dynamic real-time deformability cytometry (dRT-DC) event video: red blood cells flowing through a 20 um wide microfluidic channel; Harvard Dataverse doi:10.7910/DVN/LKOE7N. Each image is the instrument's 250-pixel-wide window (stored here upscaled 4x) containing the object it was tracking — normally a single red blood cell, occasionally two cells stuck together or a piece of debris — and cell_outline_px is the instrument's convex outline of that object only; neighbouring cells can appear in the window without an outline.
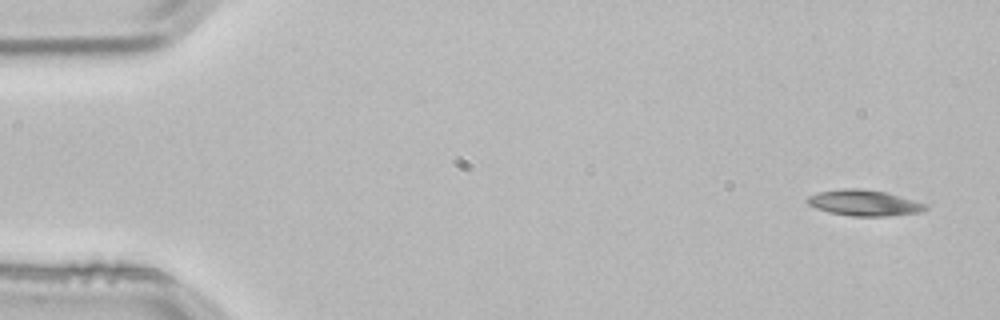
{"species": "common noctule bat (a hibernating species)", "species_latin": "Nyctalus noctula", "temperature_condition": "room temperature", "stored_images_in_passage": 4, "camera_frame_rate_fps": 3000, "um_per_image_px": 0.085, "animal": {"sex": "male", "body_mass_g": 21.5, "forearm_length_mm": 52.0}, "frame": {"image": 1, "passage_image": 1, "time_ms": 0.0, "image_size_px": [1000, 320], "cell_outline_px": [[928, 208], [920, 212], [888, 216], [852, 216], [828, 212], [816, 208], [808, 204], [804, 200], [808, 196], [820, 192], [844, 188], [860, 188], [884, 192], [928, 204]], "centroid_in_image_um": [73.43, 17.25], "position_along_channel_um": 11.6, "area_um2": 17.74}}
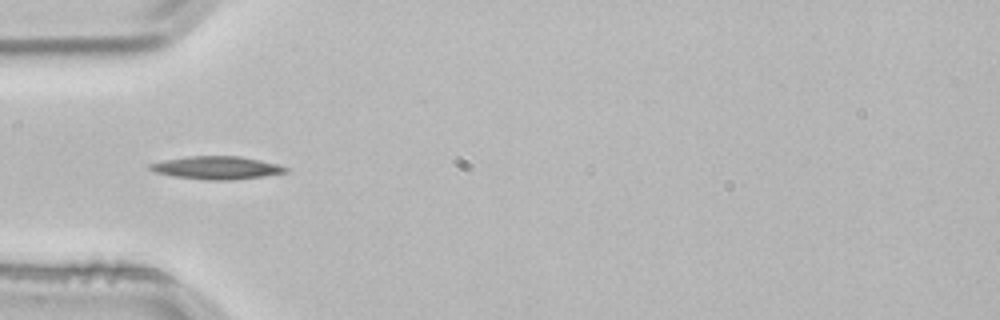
{"frame": {"image": 2, "passage_image": 3, "time_ms": 0.667, "image_size_px": [1000, 320], "cell_outline_px": [[288, 172], [264, 176], [232, 180], [208, 180], [176, 176], [156, 172], [148, 168], [148, 164], [164, 160], [188, 156], [240, 156], [260, 160], [276, 164], [288, 168]], "centroid_in_image_um": [18.43, 14.25], "position_along_channel_um": 66.6, "area_um2": 17.98}}